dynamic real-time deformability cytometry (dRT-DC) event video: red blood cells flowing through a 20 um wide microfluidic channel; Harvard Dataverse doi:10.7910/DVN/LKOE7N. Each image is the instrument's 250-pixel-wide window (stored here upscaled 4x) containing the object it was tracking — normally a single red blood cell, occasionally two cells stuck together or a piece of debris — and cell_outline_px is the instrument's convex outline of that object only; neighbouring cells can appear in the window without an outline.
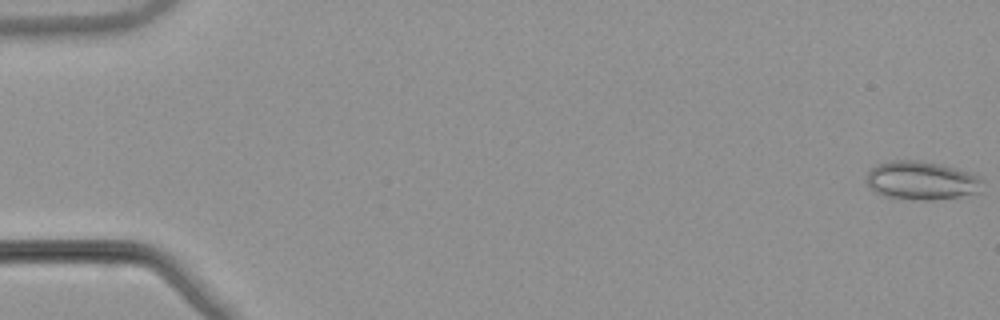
{"species": "common noctule bat (a hibernating species)", "species_latin": "Nyctalus noctula", "temperature_condition": "warm", "stored_images_in_passage": 54, "camera_frame_rate_fps": 3000, "um_per_image_px": 0.085, "animal": {"sex": "male", "body_mass_g": 21.5, "forearm_length_mm": 52.0}, "frame": {"image": 1, "passage_image": 1, "time_ms": 0.0, "image_size_px": [1000, 320], "cell_outline_px": [[984, 180], [976, 192], [960, 196], [932, 200], [916, 200], [884, 196], [876, 192], [868, 184], [868, 172], [872, 168], [888, 160], [920, 160], [940, 164], [956, 168], [968, 172]], "centroid_in_image_um": [78.31, 15.34], "position_along_channel_um": 6.7, "area_um2": 25.66}}
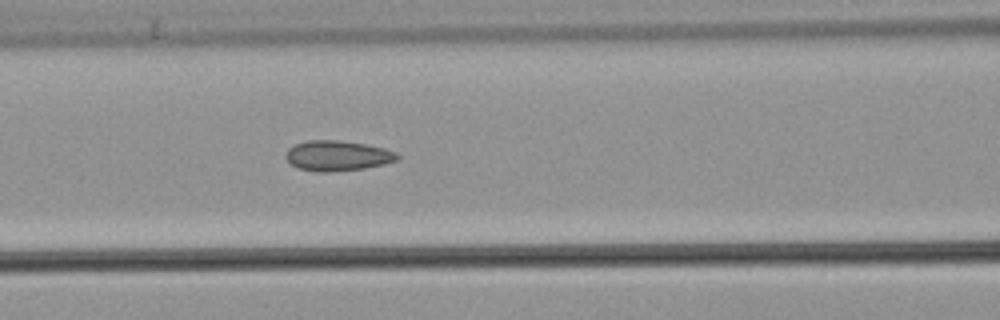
{"frame": {"image": 2, "passage_image": 24, "time_ms": 7.667, "image_size_px": [1000, 320], "cell_outline_px": [[400, 156], [396, 160], [384, 164], [364, 168], [328, 172], [316, 172], [300, 168], [292, 164], [284, 156], [288, 148], [296, 144], [308, 140], [340, 140], [364, 144], [384, 148], [396, 152]], "centroid_in_image_um": [28.68, 13.23], "position_along_channel_um": 137.9, "area_um2": 19.54}}
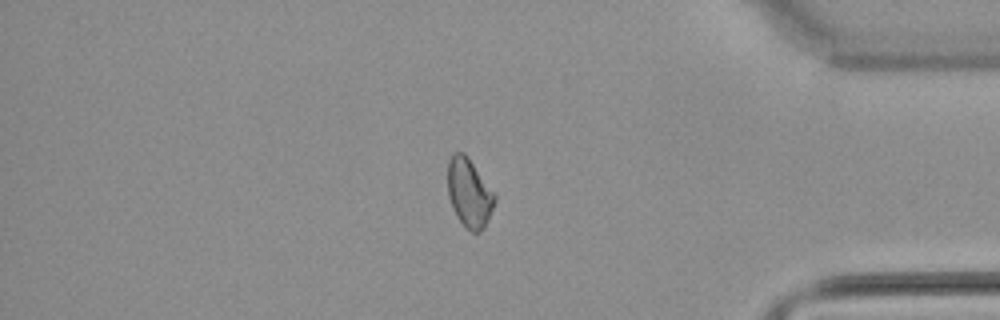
{"frame": {"image": 3, "passage_image": 46, "time_ms": 15.0, "image_size_px": [1000, 320], "cell_outline_px": [[496, 200], [484, 228], [480, 232], [472, 232], [456, 216], [452, 208], [448, 196], [448, 160], [456, 152], [464, 152], [468, 156], [496, 192]], "centroid_in_image_um": [39.91, 16.37], "position_along_channel_um": 395.3, "area_um2": 19.02}, "authors_computed_cell_mechanics": {"area_um2": 19.5653, "velocity_mm_per_s": 3.8807, "shape_relaxation_time_tau1_ms": null, "shape_relaxation_time_tau2_ms": 2.7445, "deformation_change_tau1": null, "deformation_change_tau2": 0.0636}}